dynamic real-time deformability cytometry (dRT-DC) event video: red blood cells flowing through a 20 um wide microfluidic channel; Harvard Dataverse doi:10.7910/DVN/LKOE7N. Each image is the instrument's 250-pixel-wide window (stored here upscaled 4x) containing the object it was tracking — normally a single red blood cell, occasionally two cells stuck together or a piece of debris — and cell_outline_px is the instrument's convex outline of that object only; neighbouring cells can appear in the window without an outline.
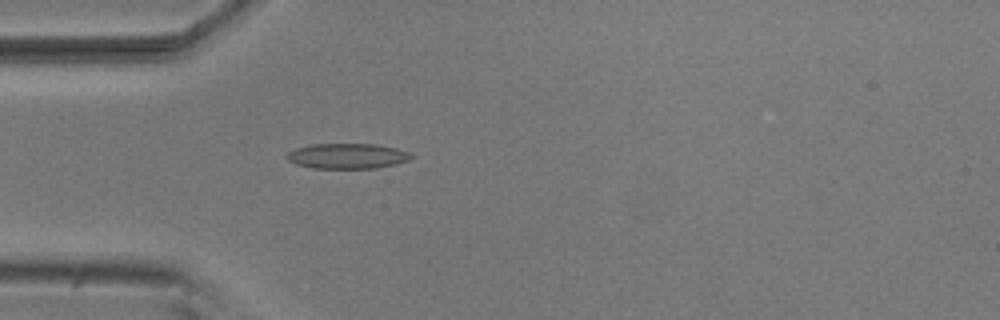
{"species": "common noctule bat (a hibernating species)", "species_latin": "Nyctalus noctula", "temperature_condition": "room temperature", "stored_images_in_passage": 4, "camera_frame_rate_fps": 3000, "um_per_image_px": 0.085, "animal": {"sex": "male", "body_mass_g": 20.5, "forearm_length_mm": 52.5}, "frame": {"image": 1, "passage_image": 4, "time_ms": 1.0, "image_size_px": [1000, 320], "cell_outline_px": [[412, 156], [408, 160], [396, 164], [376, 168], [312, 168], [296, 164], [288, 160], [284, 156], [288, 152], [296, 148], [312, 144], [376, 144], [396, 148], [408, 152]], "centroid_in_image_um": [29.49, 13.26], "position_along_channel_um": 55.5, "area_um2": 18.26}}